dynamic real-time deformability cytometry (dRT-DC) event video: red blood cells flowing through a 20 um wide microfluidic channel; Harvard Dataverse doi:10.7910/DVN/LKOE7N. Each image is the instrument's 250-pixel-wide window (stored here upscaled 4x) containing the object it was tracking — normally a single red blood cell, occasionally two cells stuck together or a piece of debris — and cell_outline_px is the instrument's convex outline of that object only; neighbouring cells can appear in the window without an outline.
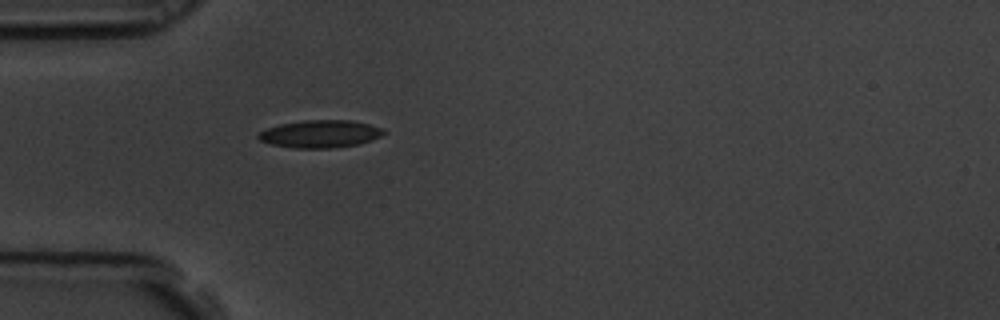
{"species": "common noctule bat (a hibernating species)", "species_latin": "Nyctalus noctula", "temperature_condition": "room temperature", "stored_images_in_passage": 42, "camera_frame_rate_fps": 3000, "um_per_image_px": 0.085, "animal": {"sex": "male", "body_mass_g": 19.5, "forearm_length_mm": 54.6}, "frame": {"image": 1, "passage_image": 1, "time_ms": 0.0, "image_size_px": [1000, 320], "cell_outline_px": [[384, 132], [380, 136], [372, 140], [360, 144], [332, 148], [296, 148], [272, 144], [260, 140], [256, 136], [260, 132], [268, 128], [280, 124], [304, 120], [352, 120], [384, 128]], "centroid_in_image_um": [27.24, 11.38], "position_along_channel_um": 57.8, "area_um2": 20.06}}
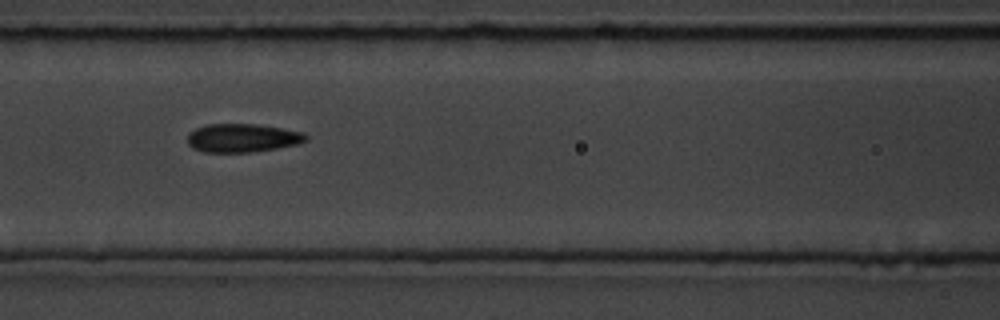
{"frame": {"image": 2, "passage_image": 9, "time_ms": 2.667, "image_size_px": [1000, 320], "cell_outline_px": [[308, 140], [300, 144], [252, 152], [204, 152], [192, 148], [188, 144], [188, 132], [196, 128], [208, 124], [256, 124], [304, 132], [308, 136]], "centroid_in_image_um": [20.62, 11.73], "position_along_channel_um": 146.0, "area_um2": 19.77}}
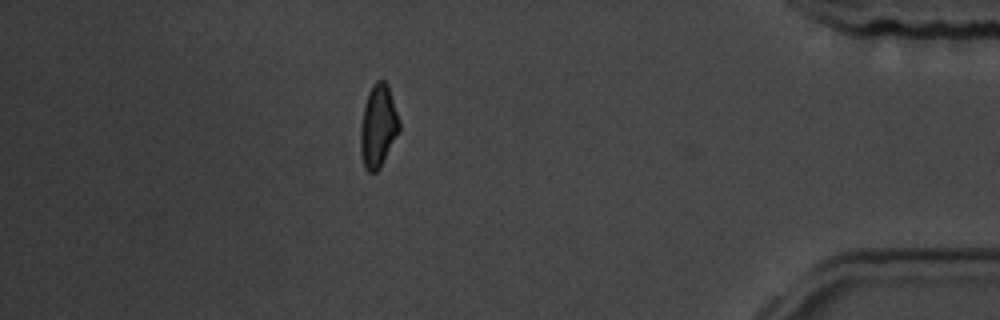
{"frame": {"image": 3, "passage_image": 35, "time_ms": 11.333, "image_size_px": [1000, 320], "cell_outline_px": [[400, 132], [380, 168], [376, 172], [368, 172], [364, 168], [360, 152], [360, 124], [364, 104], [368, 92], [372, 84], [376, 80], [384, 80], [388, 84], [400, 120]], "centroid_in_image_um": [32.14, 10.72], "position_along_channel_um": 403.1, "area_um2": 19.19}, "authors_computed_cell_mechanics": {"area_um2": 19.3052, "velocity_mm_per_s": 3.4743, "shape_relaxation_time_tau1_ms": null, "shape_relaxation_time_tau2_ms": 2.1849, "deformation_change_tau1": null, "deformation_change_tau2": 0.0923}}